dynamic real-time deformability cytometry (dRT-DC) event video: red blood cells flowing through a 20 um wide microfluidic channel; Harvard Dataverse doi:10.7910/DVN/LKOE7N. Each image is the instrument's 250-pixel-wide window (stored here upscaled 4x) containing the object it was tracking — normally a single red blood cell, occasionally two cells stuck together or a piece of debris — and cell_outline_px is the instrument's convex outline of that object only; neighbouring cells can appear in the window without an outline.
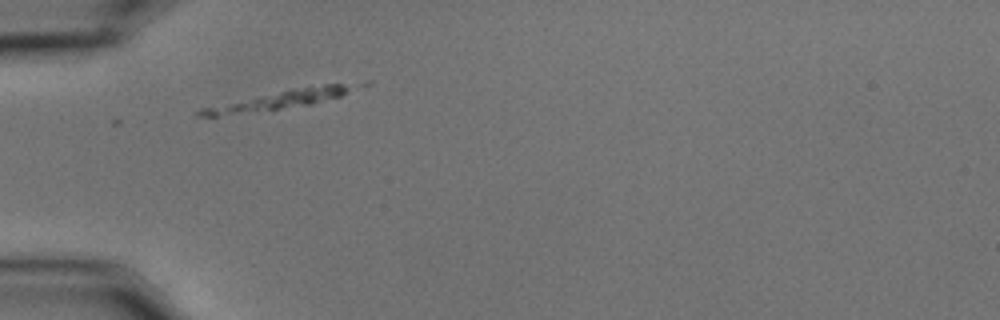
{"species": "common noctule bat (a hibernating species)", "species_latin": "Nyctalus noctula", "temperature_condition": "cold", "stored_images_in_passage": 11, "camera_frame_rate_fps": 3000, "um_per_image_px": 0.085, "animal": {"sex": "male", "body_mass_g": 15.6}, "frame": {"image": 1, "passage_image": 1, "time_ms": 0.0, "image_size_px": [1000, 320], "cell_outline_px": [[352, 88], [340, 96], [308, 104], [280, 108], [216, 116], [196, 116], [192, 112], [200, 108], [292, 88], [324, 84], [340, 84]], "centroid_in_image_um": [23.45, 8.51], "position_along_channel_um": 61.5, "area_um2": 15.84}}
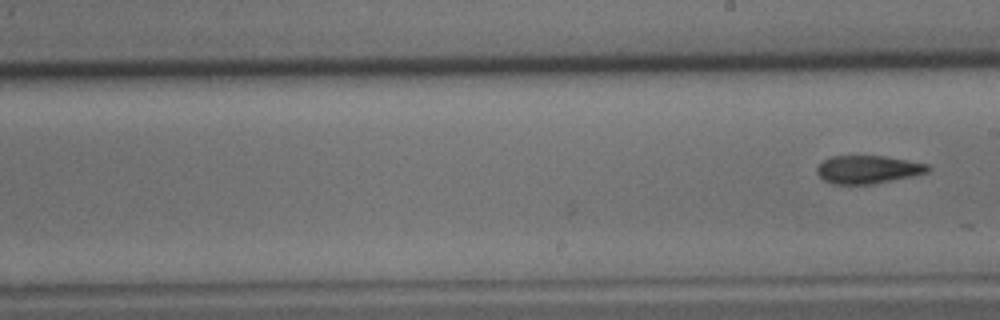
{"frame": {"image": 2, "passage_image": 11, "time_ms": 3.333, "image_size_px": [1000, 320], "cell_outline_px": [[932, 168], [928, 172], [912, 176], [872, 184], [832, 184], [824, 180], [816, 172], [816, 168], [824, 160], [832, 156], [884, 156], [908, 160], [928, 164]], "centroid_in_image_um": [73.78, 14.4], "position_along_channel_um": 215.2, "area_um2": 18.09}}